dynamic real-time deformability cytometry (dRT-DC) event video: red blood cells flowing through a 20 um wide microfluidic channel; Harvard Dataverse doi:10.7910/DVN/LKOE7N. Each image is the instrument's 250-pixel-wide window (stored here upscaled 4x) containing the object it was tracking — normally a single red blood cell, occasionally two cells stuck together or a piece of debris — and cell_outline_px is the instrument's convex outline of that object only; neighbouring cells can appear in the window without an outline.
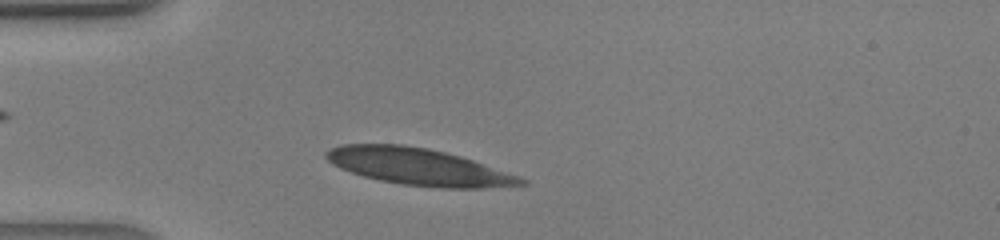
{"species": "human", "species_latin": "Homo sapiens", "temperature_condition": "warm", "stored_images_in_passage": 30, "camera_frame_rate_fps": 3000, "um_per_image_px": 0.085, "donor": {"sex": "male"}, "frame": {"image": 1, "passage_image": 4, "time_ms": 1.0, "image_size_px": [1000, 240], "cell_outline_px": [[528, 184], [484, 188], [440, 188], [400, 184], [380, 180], [364, 176], [340, 168], [332, 164], [324, 156], [324, 152], [328, 148], [340, 144], [404, 144], [428, 148], [460, 156], [520, 176], [528, 180]], "centroid_in_image_um": [35.56, 14.17], "position_along_channel_um": 49.4, "area_um2": 41.91}}
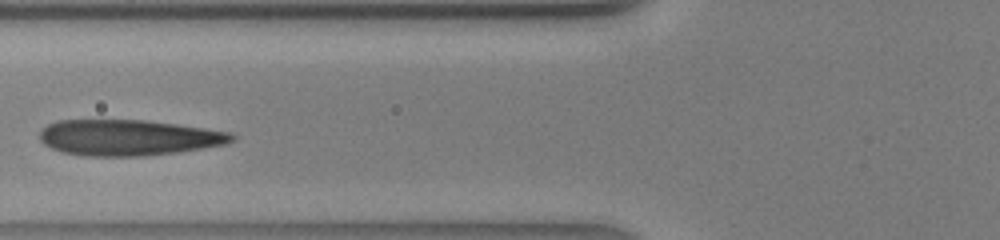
{"frame": {"image": 2, "passage_image": 9, "time_ms": 2.667, "image_size_px": [1000, 240], "cell_outline_px": [[236, 140], [224, 144], [180, 152], [144, 156], [84, 156], [64, 152], [52, 148], [44, 144], [40, 140], [40, 128], [48, 124], [60, 120], [148, 120], [232, 132], [236, 136]], "centroid_in_image_um": [10.93, 11.69], "position_along_channel_um": 114.9, "area_um2": 40.34}}
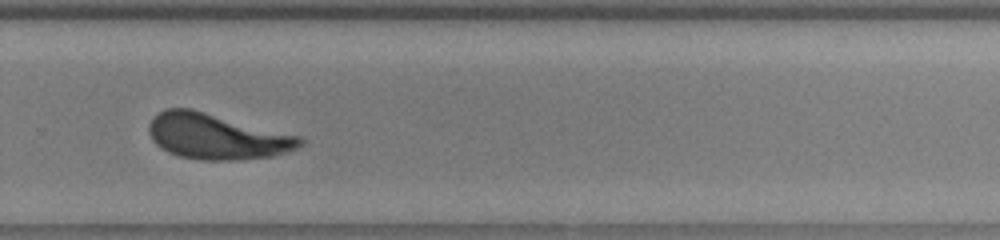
{"frame": {"image": 3, "passage_image": 21, "time_ms": 6.667, "image_size_px": [1000, 240], "cell_outline_px": [[304, 144], [288, 152], [272, 156], [236, 160], [200, 160], [180, 156], [168, 152], [156, 144], [152, 140], [148, 132], [148, 124], [164, 108], [192, 108], [300, 136], [304, 140]], "centroid_in_image_um": [18.42, 11.59], "position_along_channel_um": 311.4, "area_um2": 40.23}}